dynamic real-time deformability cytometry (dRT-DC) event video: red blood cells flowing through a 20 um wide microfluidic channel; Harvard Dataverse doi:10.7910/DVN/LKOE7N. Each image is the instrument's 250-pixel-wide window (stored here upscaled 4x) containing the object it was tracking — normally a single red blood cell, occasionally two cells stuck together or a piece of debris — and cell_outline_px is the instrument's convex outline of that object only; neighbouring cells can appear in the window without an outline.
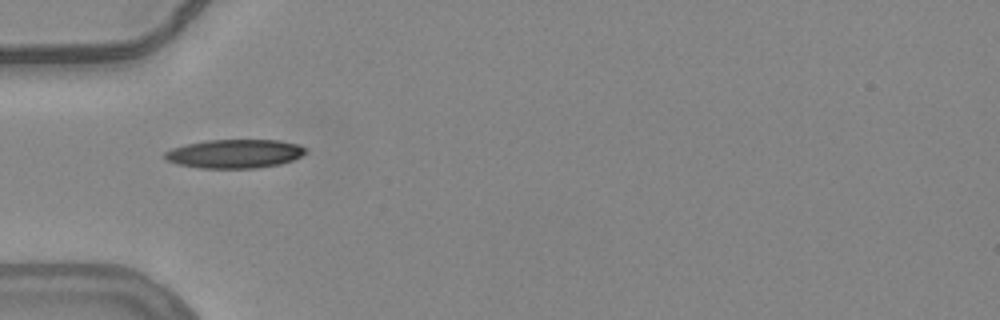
{"species": "common noctule bat (a hibernating species)", "species_latin": "Nyctalus noctula", "temperature_condition": "warm", "stored_images_in_passage": 4, "camera_frame_rate_fps": 3000, "um_per_image_px": 0.085, "animal": {"sex": "female", "body_mass_g": 24.6, "forearm_length_mm": 56.2}, "frame": {"image": 1, "passage_image": 1, "time_ms": 0.0, "image_size_px": [1000, 320], "cell_outline_px": [[308, 152], [292, 160], [280, 164], [256, 168], [200, 168], [176, 164], [168, 160], [164, 156], [164, 152], [172, 148], [188, 144], [208, 140], [280, 140], [300, 144], [308, 148]], "centroid_in_image_um": [20.0, 13.06], "position_along_channel_um": 65.0, "area_um2": 23.7}}